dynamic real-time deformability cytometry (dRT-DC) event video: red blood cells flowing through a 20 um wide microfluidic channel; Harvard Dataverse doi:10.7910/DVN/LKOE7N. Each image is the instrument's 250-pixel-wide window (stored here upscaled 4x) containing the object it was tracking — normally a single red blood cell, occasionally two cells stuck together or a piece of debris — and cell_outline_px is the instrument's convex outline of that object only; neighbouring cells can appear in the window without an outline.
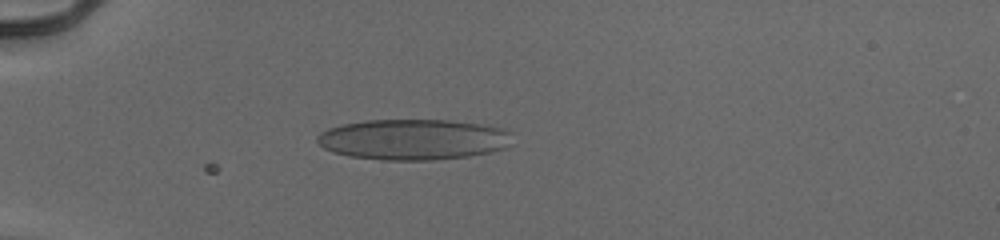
{"species": "human", "species_latin": "Homo sapiens", "temperature_condition": "cold", "stored_images_in_passage": 48, "camera_frame_rate_fps": 3000, "um_per_image_px": 0.085, "donor": {"sex": "male"}, "frame": {"image": 1, "passage_image": 16, "time_ms": 5.0, "image_size_px": [1000, 240], "cell_outline_px": [[508, 132], [504, 148], [488, 152], [468, 156], [428, 160], [384, 160], [348, 156], [332, 152], [324, 148], [316, 140], [316, 136], [320, 132], [328, 128], [344, 124], [364, 120], [448, 120], [480, 124], [500, 128]], "centroid_in_image_um": [35.0, 11.85], "position_along_channel_um": 50.0, "area_um2": 45.72}}
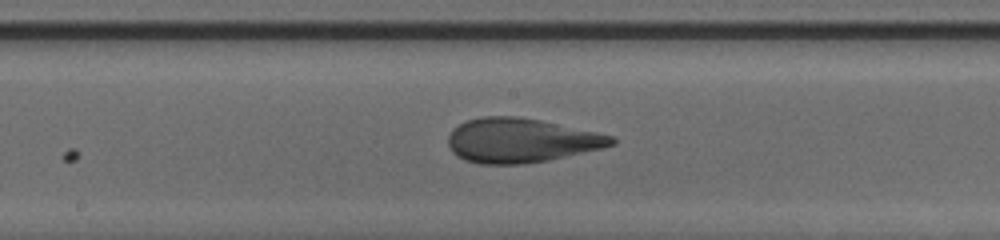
{"frame": {"image": 2, "passage_image": 30, "time_ms": 9.667, "image_size_px": [1000, 240], "cell_outline_px": [[616, 144], [600, 148], [548, 160], [524, 164], [476, 164], [464, 160], [456, 156], [452, 152], [448, 144], [448, 136], [452, 128], [468, 120], [480, 116], [520, 116], [540, 120], [596, 132], [612, 136], [616, 140]], "centroid_in_image_um": [44.22, 11.94], "position_along_channel_um": 204.0, "area_um2": 42.19}}
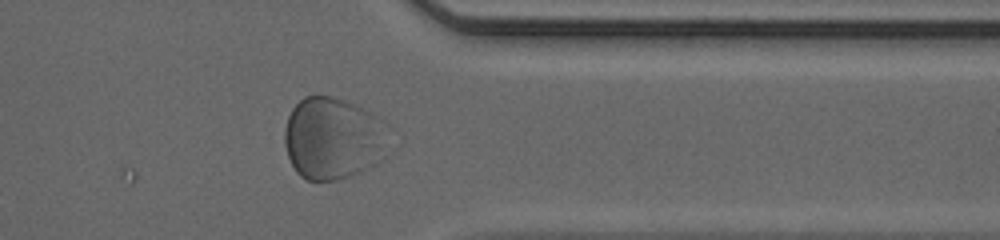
{"frame": {"image": 3, "passage_image": 44, "time_ms": 14.333, "image_size_px": [1000, 240], "cell_outline_px": [[384, 156], [376, 164], [368, 168], [348, 176], [336, 180], [304, 180], [296, 172], [288, 156], [284, 144], [284, 132], [288, 116], [292, 108], [304, 96], [328, 96], [344, 100], [356, 104], [372, 112], [384, 120]], "centroid_in_image_um": [28.26, 11.75], "position_along_channel_um": 383.1, "area_um2": 49.71}}